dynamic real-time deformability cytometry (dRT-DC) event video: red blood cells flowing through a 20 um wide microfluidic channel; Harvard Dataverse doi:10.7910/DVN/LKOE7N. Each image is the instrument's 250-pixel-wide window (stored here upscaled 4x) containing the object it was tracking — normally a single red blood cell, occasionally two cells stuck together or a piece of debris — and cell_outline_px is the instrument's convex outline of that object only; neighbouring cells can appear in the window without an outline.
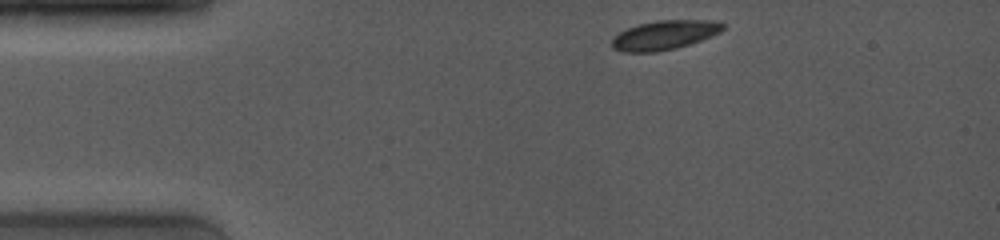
{"species": "common noctule bat (a hibernating species)", "species_latin": "Nyctalus noctula", "temperature_condition": "room temperature", "stored_images_in_passage": 23, "camera_frame_rate_fps": 4000, "um_per_image_px": 0.085, "animal": {"sex": "female", "body_mass_g": 19.0, "forearm_length_mm": 53.3}, "frame": {"image": 1, "passage_image": 1, "time_ms": 0.0, "image_size_px": [1000, 240], "cell_outline_px": [[724, 28], [720, 32], [700, 40], [676, 48], [656, 52], [624, 52], [612, 48], [612, 40], [620, 32], [628, 28], [640, 24], [656, 20], [712, 20], [724, 24]], "centroid_in_image_um": [56.47, 2.98], "position_along_channel_um": 28.5, "area_um2": 18.67}}
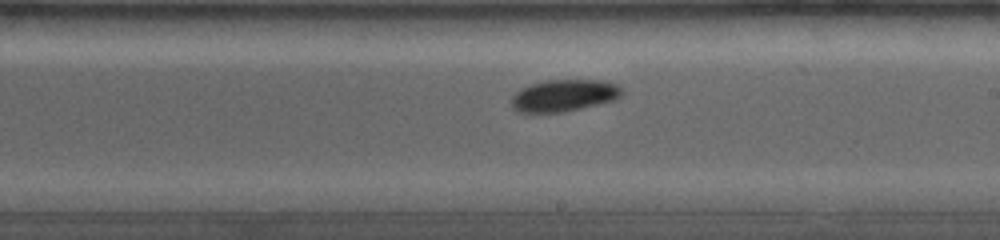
{"frame": {"image": 2, "passage_image": 13, "time_ms": 6.75, "image_size_px": [1000, 240], "cell_outline_px": [[624, 92], [616, 100], [564, 112], [516, 112], [512, 108], [512, 96], [520, 88], [544, 80], [604, 80], [616, 84]], "centroid_in_image_um": [47.94, 8.11], "position_along_channel_um": 241.1, "area_um2": 20.63}}
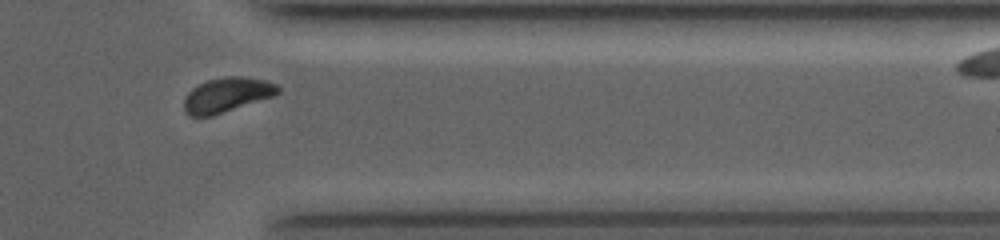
{"frame": {"image": 3, "passage_image": 21, "time_ms": 10.5, "image_size_px": [1000, 240], "cell_outline_px": [[280, 92], [276, 96], [212, 116], [188, 116], [184, 108], [184, 100], [188, 92], [192, 88], [208, 80], [224, 76], [240, 76], [264, 80], [276, 84], [280, 88]], "centroid_in_image_um": [19.31, 8.07], "position_along_channel_um": 392.1, "area_um2": 19.07}}